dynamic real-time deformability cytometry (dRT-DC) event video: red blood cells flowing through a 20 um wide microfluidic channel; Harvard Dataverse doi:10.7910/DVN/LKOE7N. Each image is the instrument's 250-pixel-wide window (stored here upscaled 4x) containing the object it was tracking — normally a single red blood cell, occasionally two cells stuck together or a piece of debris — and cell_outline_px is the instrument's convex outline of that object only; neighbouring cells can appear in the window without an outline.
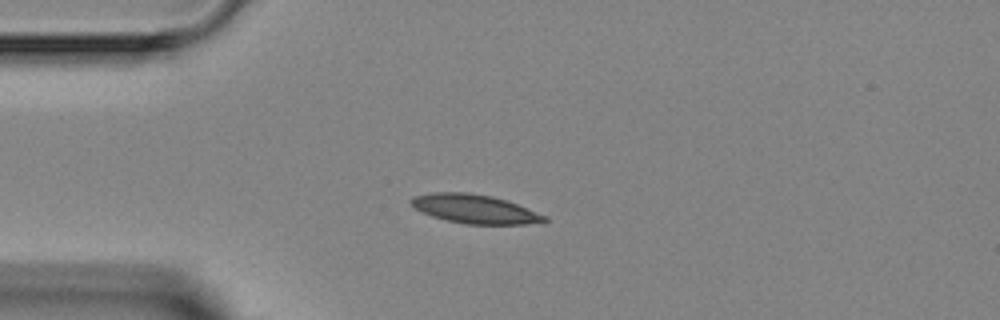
{"species": "Egyptian fruit bat (a non-hibernating species)", "species_latin": "Rousettus aegyptiacus", "temperature_condition": "room temperature", "stored_images_in_passage": 1, "camera_frame_rate_fps": 3000, "um_per_image_px": 0.085, "animal": {"sex": "female"}, "frame": {"image": 1, "passage_image": 1, "time_ms": 0.0, "image_size_px": [1000, 320], "cell_outline_px": [[548, 220], [544, 224], [464, 224], [432, 216], [420, 212], [408, 200], [412, 196], [432, 192], [468, 192], [492, 196], [508, 200], [548, 216]], "centroid_in_image_um": [40.4, 17.76], "position_along_channel_um": 44.6, "area_um2": 22.83}}